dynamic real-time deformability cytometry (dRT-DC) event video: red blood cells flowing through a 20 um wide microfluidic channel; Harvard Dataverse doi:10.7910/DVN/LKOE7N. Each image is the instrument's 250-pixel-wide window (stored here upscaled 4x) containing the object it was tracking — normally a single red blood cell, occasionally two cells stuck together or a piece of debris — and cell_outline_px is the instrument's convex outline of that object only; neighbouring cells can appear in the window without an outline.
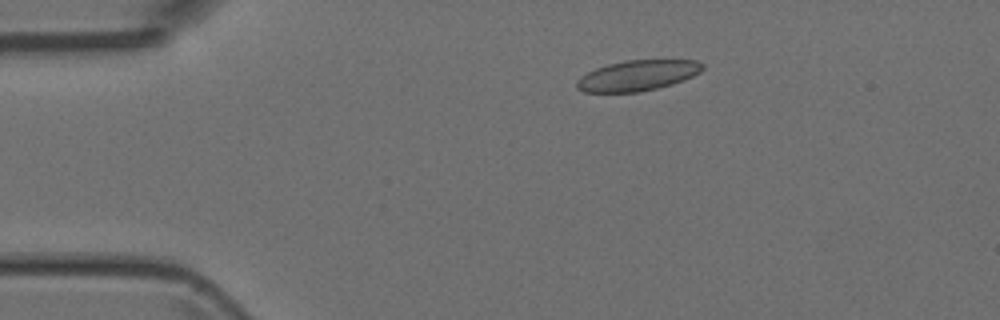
{"species": "Egyptian fruit bat (a non-hibernating species)", "species_latin": "Rousettus aegyptiacus", "temperature_condition": "room temperature", "stored_images_in_passage": 4, "camera_frame_rate_fps": 3000, "um_per_image_px": 0.085, "animal": {"sex": "female"}, "frame": {"image": 1, "passage_image": 1, "time_ms": 0.0, "image_size_px": [1000, 320], "cell_outline_px": [[704, 68], [700, 72], [684, 80], [672, 84], [656, 88], [636, 92], [584, 92], [576, 88], [576, 80], [580, 76], [596, 68], [608, 64], [624, 60], [696, 60], [704, 64]], "centroid_in_image_um": [54.18, 6.41], "position_along_channel_um": 30.8, "area_um2": 22.37}}
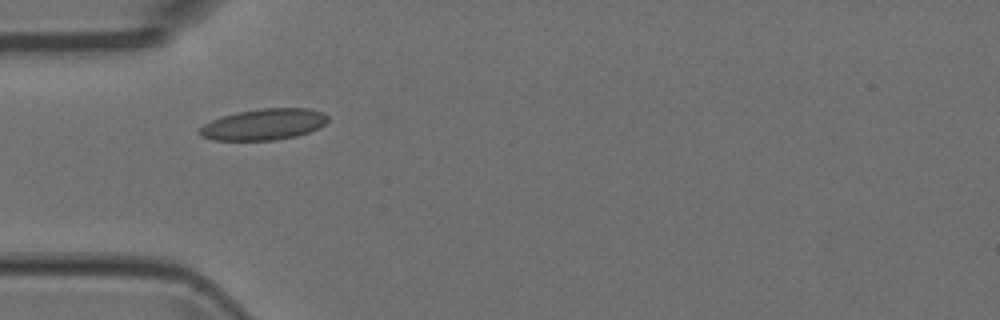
{"frame": {"image": 2, "passage_image": 3, "time_ms": 2.0, "image_size_px": [1000, 320], "cell_outline_px": [[328, 120], [320, 128], [296, 136], [272, 140], [212, 140], [200, 136], [196, 132], [204, 124], [220, 116], [236, 112], [260, 108], [308, 108], [324, 112], [328, 116]], "centroid_in_image_um": [22.4, 10.56], "position_along_channel_um": 62.6, "area_um2": 23.52}}
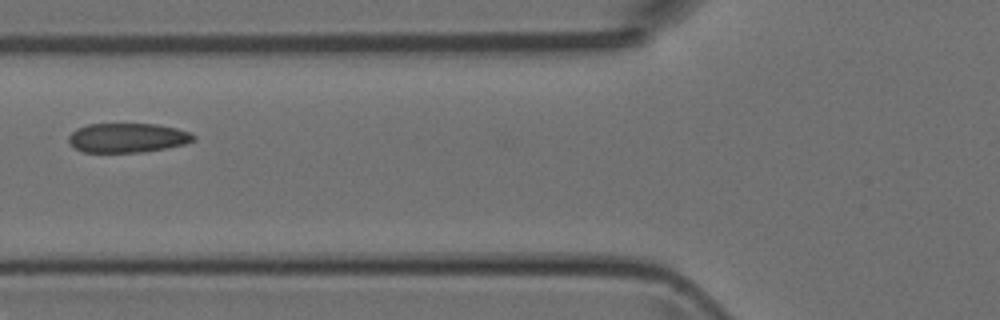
{"frame": {"image": 3, "passage_image": 4, "time_ms": 3.333, "image_size_px": [1000, 320], "cell_outline_px": [[196, 140], [184, 144], [168, 148], [144, 152], [84, 152], [76, 148], [68, 140], [68, 136], [76, 128], [88, 124], [156, 124], [176, 128], [192, 132], [196, 136]], "centroid_in_image_um": [10.88, 11.71], "position_along_channel_um": 114.9, "area_um2": 21.5}}